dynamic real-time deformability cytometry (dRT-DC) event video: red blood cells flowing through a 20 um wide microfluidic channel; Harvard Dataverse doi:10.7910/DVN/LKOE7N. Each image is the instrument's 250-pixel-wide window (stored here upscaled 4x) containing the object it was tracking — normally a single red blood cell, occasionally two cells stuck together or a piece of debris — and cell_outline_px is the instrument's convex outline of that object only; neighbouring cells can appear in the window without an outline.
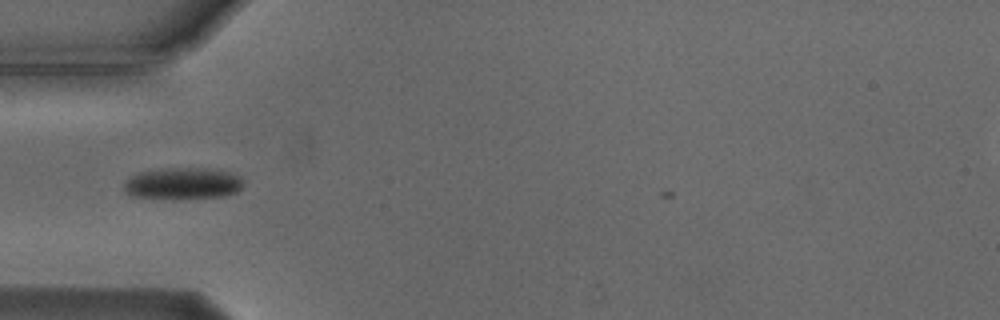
{"species": "Egyptian fruit bat (a non-hibernating species)", "species_latin": "Rousettus aegyptiacus", "temperature_condition": "cold", "stored_images_in_passage": 33, "camera_frame_rate_fps": 3000, "um_per_image_px": 0.085, "animal": {"sex": "male"}, "frame": {"image": 1, "passage_image": 1, "time_ms": 0.0, "image_size_px": [1000, 320], "cell_outline_px": [[244, 184], [236, 192], [224, 196], [128, 196], [124, 192], [124, 184], [132, 176], [140, 172], [168, 168], [196, 168], [228, 172], [240, 176], [244, 180]], "centroid_in_image_um": [15.56, 15.56], "position_along_channel_um": 69.4, "area_um2": 20.87}}
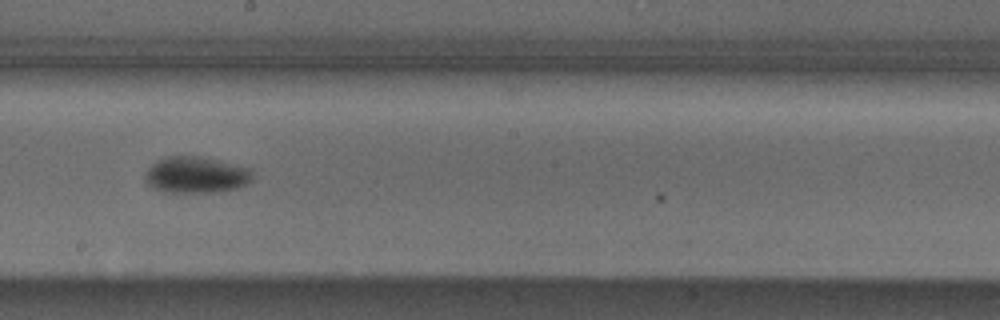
{"frame": {"image": 2, "passage_image": 14, "time_ms": 4.333, "image_size_px": [1000, 320], "cell_outline_px": [[252, 180], [236, 188], [216, 192], [160, 192], [152, 188], [144, 180], [144, 172], [156, 160], [164, 156], [200, 156], [252, 168]], "centroid_in_image_um": [16.61, 14.86], "position_along_channel_um": 231.6, "area_um2": 23.06}}
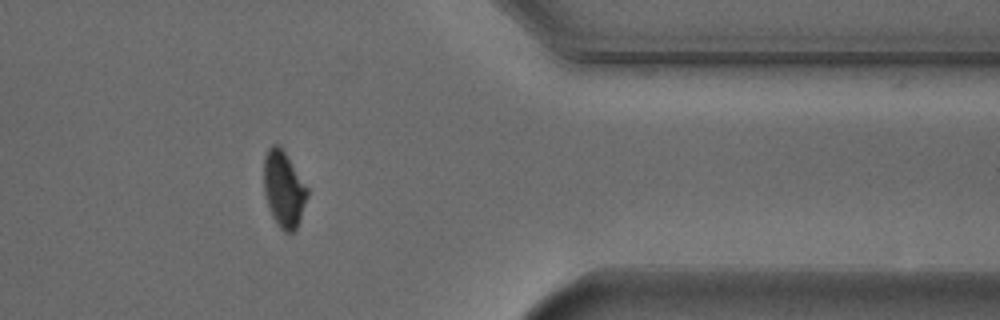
{"frame": {"image": 3, "passage_image": 28, "time_ms": 9.0, "image_size_px": [1000, 320], "cell_outline_px": [[308, 196], [300, 220], [296, 228], [292, 232], [284, 232], [280, 228], [272, 216], [264, 192], [264, 156], [268, 148], [272, 144], [280, 144], [308, 188]], "centroid_in_image_um": [24.12, 16.05], "position_along_channel_um": 387.3, "area_um2": 19.31}, "authors_computed_cell_mechanics": {"area_um2": 21.675, "velocity_mm_per_s": 3.7437, "shape_relaxation_time_tau1_ms": 3.8701, "shape_relaxation_time_tau2_ms": null, "deformation_change_tau1": 0.1143, "deformation_change_tau2": null}}